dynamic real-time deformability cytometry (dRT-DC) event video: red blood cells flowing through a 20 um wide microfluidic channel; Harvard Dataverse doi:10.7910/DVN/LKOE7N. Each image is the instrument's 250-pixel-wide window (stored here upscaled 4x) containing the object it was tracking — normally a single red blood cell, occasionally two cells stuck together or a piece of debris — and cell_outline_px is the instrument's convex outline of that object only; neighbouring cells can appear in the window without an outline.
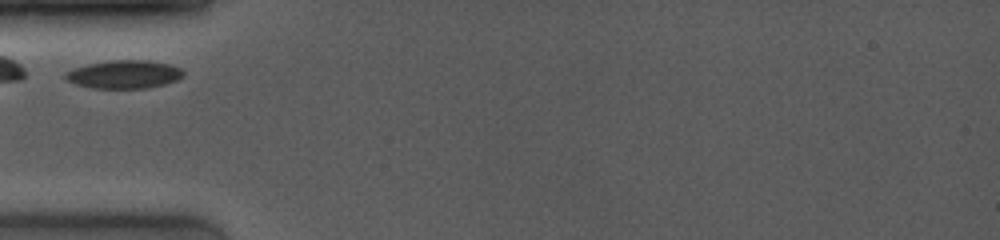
{"species": "common noctule bat (a hibernating species)", "species_latin": "Nyctalus noctula", "temperature_condition": "room temperature", "stored_images_in_passage": 10, "camera_frame_rate_fps": 4000, "um_per_image_px": 0.085, "animal": {"sex": "female", "body_mass_g": 19.0, "forearm_length_mm": 53.3}, "frame": {"image": 1, "passage_image": 1, "time_ms": 0.0, "image_size_px": [1000, 240], "cell_outline_px": [[184, 76], [176, 80], [164, 84], [144, 88], [92, 88], [76, 84], [68, 80], [64, 76], [64, 72], [88, 64], [108, 60], [148, 60], [168, 64], [180, 68], [184, 72]], "centroid_in_image_um": [10.55, 6.31], "position_along_channel_um": 74.4, "area_um2": 19.25}}